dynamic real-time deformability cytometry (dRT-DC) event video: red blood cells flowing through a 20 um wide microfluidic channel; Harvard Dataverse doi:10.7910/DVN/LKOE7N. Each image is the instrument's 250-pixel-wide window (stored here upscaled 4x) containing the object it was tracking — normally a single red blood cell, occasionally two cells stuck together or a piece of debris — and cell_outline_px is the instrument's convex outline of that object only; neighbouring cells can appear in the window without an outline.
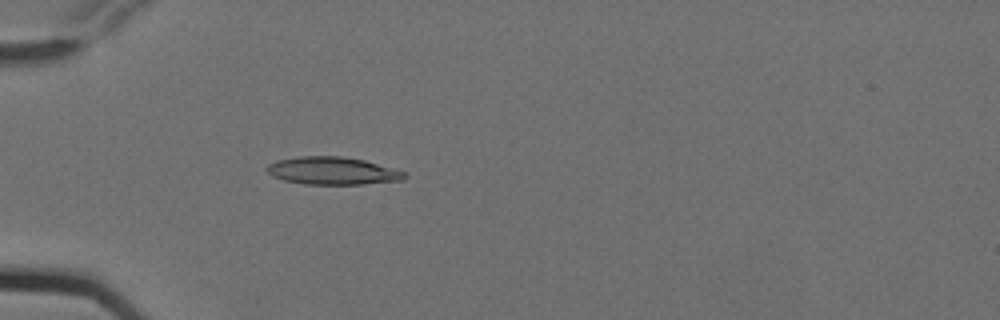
{"species": "Egyptian fruit bat (a non-hibernating species)", "species_latin": "Rousettus aegyptiacus", "temperature_condition": "cold", "stored_images_in_passage": 5, "camera_frame_rate_fps": 3000, "um_per_image_px": 0.085, "animal": {"sex": "female"}, "frame": {"image": 1, "passage_image": 5, "time_ms": 1.333, "image_size_px": [1000, 320], "cell_outline_px": [[408, 176], [404, 180], [364, 184], [304, 184], [284, 180], [272, 176], [264, 168], [268, 164], [276, 160], [300, 156], [340, 156], [364, 160], [404, 172]], "centroid_in_image_um": [28.23, 14.52], "position_along_channel_um": 56.8, "area_um2": 22.14}}